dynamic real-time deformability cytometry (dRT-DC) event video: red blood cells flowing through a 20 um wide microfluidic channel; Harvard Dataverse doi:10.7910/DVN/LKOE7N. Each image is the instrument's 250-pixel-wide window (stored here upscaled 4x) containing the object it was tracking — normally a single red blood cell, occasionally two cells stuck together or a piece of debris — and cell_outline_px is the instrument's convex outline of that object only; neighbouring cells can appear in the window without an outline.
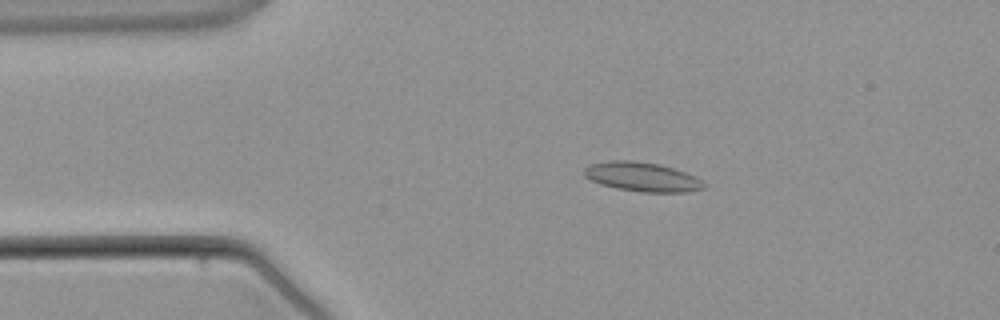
{"species": "common noctule bat (a hibernating species)", "species_latin": "Nyctalus noctula", "temperature_condition": "warm", "stored_images_in_passage": 3, "camera_frame_rate_fps": 3000, "um_per_image_px": 0.085, "animal": {"sex": "male", "body_mass_g": 21.5, "forearm_length_mm": 52.0}, "frame": {"image": 1, "passage_image": 2, "time_ms": 1.333, "image_size_px": [1000, 320], "cell_outline_px": [[704, 188], [688, 192], [644, 192], [616, 188], [592, 180], [584, 176], [584, 168], [588, 164], [612, 160], [632, 160], [660, 164], [696, 176], [704, 184]], "centroid_in_image_um": [54.57, 15.02], "position_along_channel_um": 30.4, "area_um2": 20.23}}